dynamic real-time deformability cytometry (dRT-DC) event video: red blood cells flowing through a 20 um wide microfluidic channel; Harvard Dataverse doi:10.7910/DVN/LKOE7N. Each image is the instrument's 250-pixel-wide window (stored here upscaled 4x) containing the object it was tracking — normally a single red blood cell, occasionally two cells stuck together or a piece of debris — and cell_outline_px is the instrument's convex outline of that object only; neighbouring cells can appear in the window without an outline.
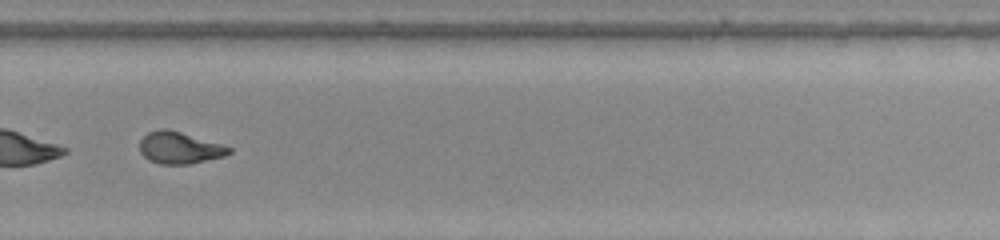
{"species": "common noctule bat (a hibernating species)", "species_latin": "Nyctalus noctula", "temperature_condition": "warm", "stored_images_in_passage": 49, "camera_frame_rate_fps": 3000, "um_per_image_px": 0.085, "animal": {"sex": "female", "body_mass_g": 22.0, "forearm_length_mm": 56.7}, "frame": {"image": 1, "passage_image": 35, "time_ms": 11.333, "image_size_px": [1000, 240], "cell_outline_px": [[232, 152], [224, 156], [192, 164], [160, 164], [148, 160], [140, 152], [140, 140], [148, 132], [160, 128], [168, 128], [224, 144], [232, 148]], "centroid_in_image_um": [15.28, 12.55], "position_along_channel_um": 314.5, "area_um2": 16.88}, "authors_computed_cell_mechanics": {"area_um2": 17.1666, "velocity_mm_per_s": 4.0215, "shape_relaxation_time_tau1_ms": 6.8265, "shape_relaxation_time_tau2_ms": 1.3069, "deformation_change_tau1": 0.2574, "deformation_change_tau2": 0.0822}}